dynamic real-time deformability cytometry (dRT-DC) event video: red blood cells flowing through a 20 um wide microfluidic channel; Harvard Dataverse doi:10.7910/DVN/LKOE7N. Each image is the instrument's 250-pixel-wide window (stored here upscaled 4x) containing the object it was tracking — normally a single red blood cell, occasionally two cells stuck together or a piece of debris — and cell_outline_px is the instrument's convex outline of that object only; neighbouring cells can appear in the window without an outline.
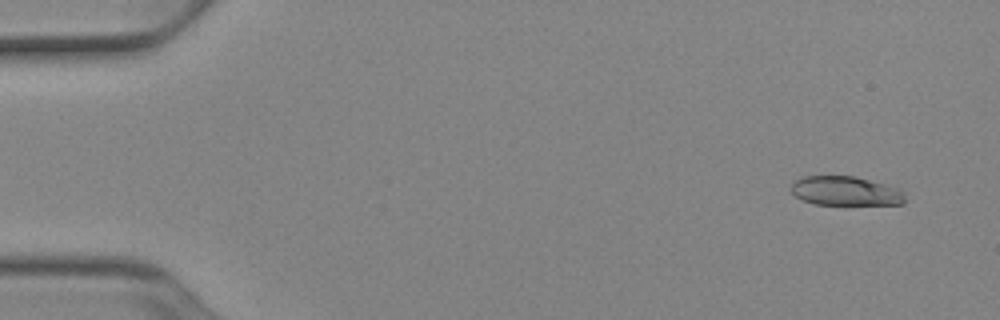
{"species": "Egyptian fruit bat (a non-hibernating species)", "species_latin": "Rousettus aegyptiacus", "temperature_condition": "cold", "stored_images_in_passage": 52, "camera_frame_rate_fps": 3000, "um_per_image_px": 0.085, "animal": {"sex": "female"}, "frame": {"image": 1, "passage_image": 4, "time_ms": 1.0, "image_size_px": [1000, 320], "cell_outline_px": [[904, 204], [812, 204], [796, 196], [788, 188], [800, 176], [856, 176], [900, 188], [904, 192]], "centroid_in_image_um": [71.86, 16.22], "position_along_channel_um": 13.1, "area_um2": 19.48}}
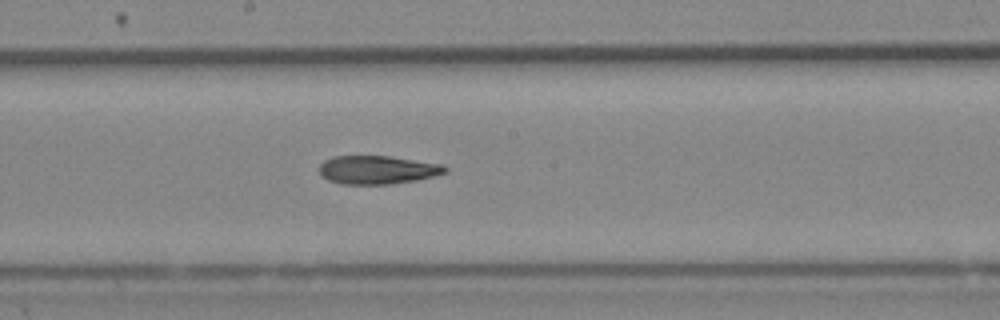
{"frame": {"image": 2, "passage_image": 29, "time_ms": 9.333, "image_size_px": [1000, 320], "cell_outline_px": [[448, 172], [416, 180], [388, 184], [340, 184], [328, 180], [320, 172], [320, 164], [324, 160], [332, 156], [388, 156], [440, 164], [448, 168]], "centroid_in_image_um": [32.06, 14.43], "position_along_channel_um": 216.1, "area_um2": 20.63}}
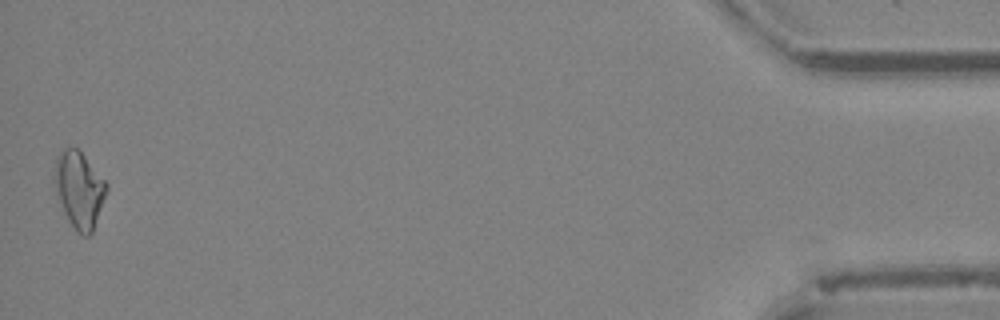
{"frame": {"image": 3, "passage_image": 52, "time_ms": 17.0, "image_size_px": [1000, 320], "cell_outline_px": [[108, 188], [92, 232], [88, 236], [80, 236], [76, 232], [68, 220], [64, 212], [52, 180], [52, 176], [56, 156], [64, 148], [76, 148], [84, 156], [108, 184]], "centroid_in_image_um": [6.7, 16.12], "position_along_channel_um": 428.5, "area_um2": 23.06}, "authors_computed_cell_mechanics": {"area_um2": 21.0392, "velocity_mm_per_s": 3.9259, "shape_relaxation_time_tau1_ms": 6.2042, "shape_relaxation_time_tau2_ms": 7.3248, "deformation_change_tau1": 0.1545, "deformation_change_tau2": 0.1693}}